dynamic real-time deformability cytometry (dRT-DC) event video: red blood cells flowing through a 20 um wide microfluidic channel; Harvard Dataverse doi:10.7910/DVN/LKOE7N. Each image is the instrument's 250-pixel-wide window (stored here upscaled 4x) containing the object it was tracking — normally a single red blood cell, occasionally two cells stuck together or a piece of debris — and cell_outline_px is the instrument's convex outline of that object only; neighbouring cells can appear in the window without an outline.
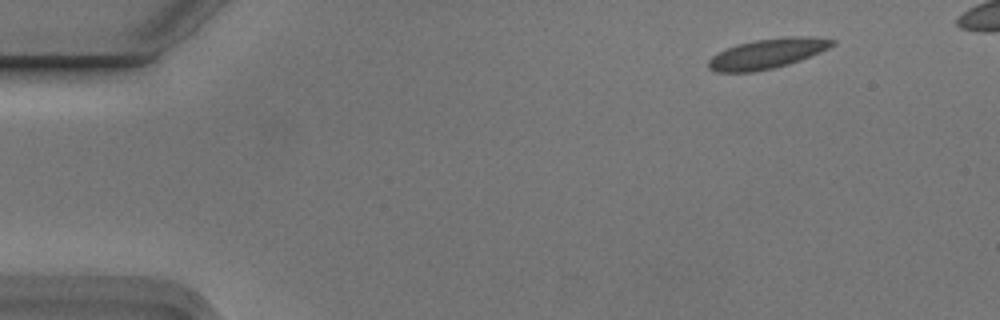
{"species": "Egyptian fruit bat (a non-hibernating species)", "species_latin": "Rousettus aegyptiacus", "temperature_condition": "cold", "stored_images_in_passage": 5, "camera_frame_rate_fps": 3000, "um_per_image_px": 0.085, "animal": {"sex": "male"}, "frame": {"image": 1, "passage_image": 5, "time_ms": 1.333, "image_size_px": [1000, 320], "cell_outline_px": [[836, 44], [820, 52], [800, 60], [788, 64], [772, 68], [752, 72], [716, 72], [708, 68], [708, 60], [716, 52], [736, 44], [756, 40], [784, 36], [812, 36], [836, 40]], "centroid_in_image_um": [65.21, 4.54], "position_along_channel_um": 19.8, "area_um2": 21.73}}